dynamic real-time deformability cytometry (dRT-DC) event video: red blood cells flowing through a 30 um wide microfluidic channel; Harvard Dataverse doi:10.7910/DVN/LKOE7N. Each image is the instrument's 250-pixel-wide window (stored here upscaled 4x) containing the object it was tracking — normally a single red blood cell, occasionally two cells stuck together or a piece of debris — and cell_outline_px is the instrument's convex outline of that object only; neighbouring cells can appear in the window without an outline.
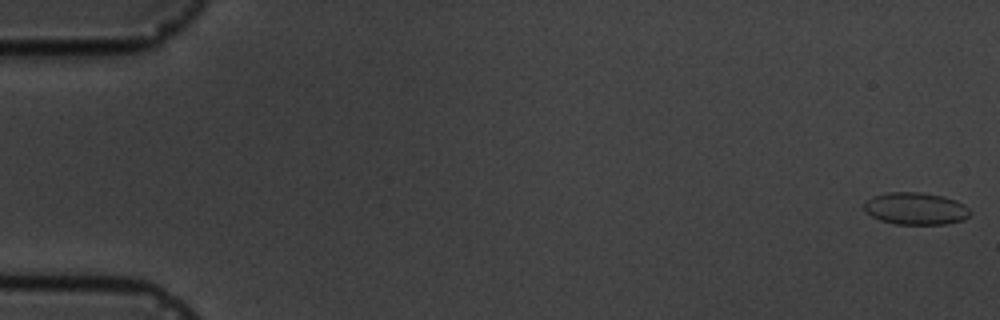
{"species": "common noctule bat (a hibernating species)", "species_latin": "Nyctalus noctula", "temperature_condition": "cold", "stored_images_in_passage": 4, "camera_frame_rate_fps": 3000, "um_per_image_px": 0.085, "animal": {"sex": "male", "body_mass_g": 19.5, "forearm_length_mm": 54.6}, "frame": {"image": 1, "passage_image": 1, "time_ms": 0.0, "image_size_px": [1000, 320], "cell_outline_px": [[972, 212], [964, 220], [944, 224], [896, 224], [880, 220], [872, 216], [864, 208], [864, 204], [872, 196], [888, 192], [920, 192], [944, 196], [956, 200], [964, 204]], "centroid_in_image_um": [77.86, 17.72], "position_along_channel_um": 7.1, "area_um2": 19.88}}
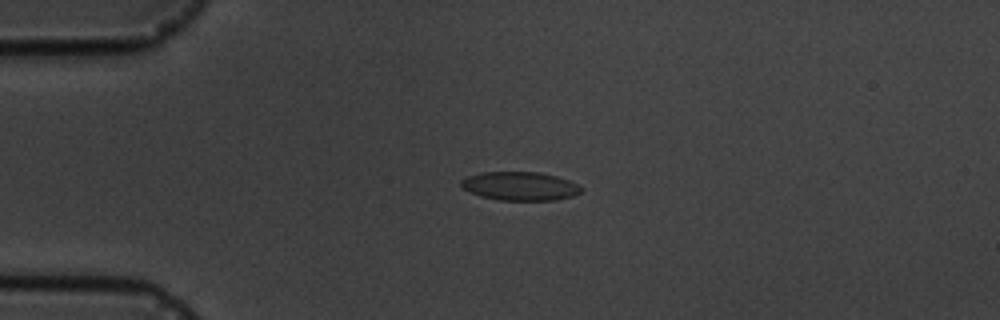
{"frame": {"image": 2, "passage_image": 4, "time_ms": 4.333, "image_size_px": [1000, 320], "cell_outline_px": [[584, 188], [580, 192], [572, 196], [556, 200], [500, 200], [480, 196], [460, 188], [460, 180], [468, 176], [480, 172], [540, 172], [556, 176], [568, 180]], "centroid_in_image_um": [44.16, 15.82], "position_along_channel_um": 40.8, "area_um2": 20.11}}